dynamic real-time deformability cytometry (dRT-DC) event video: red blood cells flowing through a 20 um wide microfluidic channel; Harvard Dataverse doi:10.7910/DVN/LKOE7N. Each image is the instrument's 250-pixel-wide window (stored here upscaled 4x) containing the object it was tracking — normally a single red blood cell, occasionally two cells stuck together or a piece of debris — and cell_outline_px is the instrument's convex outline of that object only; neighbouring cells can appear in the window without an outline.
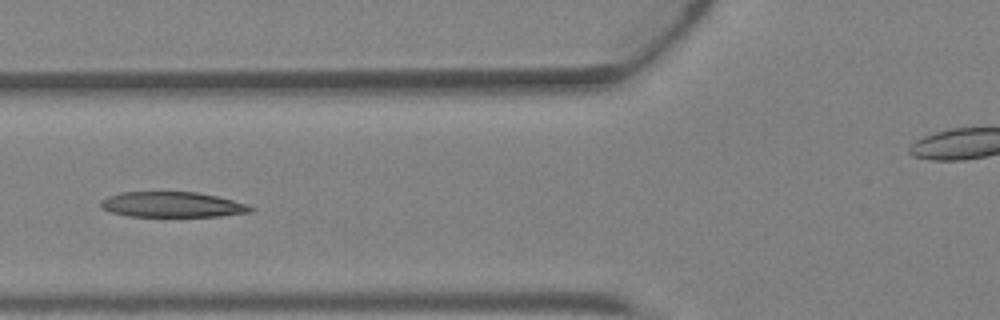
{"species": "Egyptian fruit bat (a non-hibernating species)", "species_latin": "Rousettus aegyptiacus", "temperature_condition": "warm", "stored_images_in_passage": 5, "camera_frame_rate_fps": 3000, "um_per_image_px": 0.085, "animal": {"sex": "female"}, "frame": {"image": 1, "passage_image": 5, "time_ms": 1.333, "image_size_px": [1000, 320], "cell_outline_px": [[256, 208], [252, 212], [220, 216], [128, 216], [108, 212], [100, 208], [100, 200], [108, 196], [120, 192], [196, 192], [216, 196], [248, 204]], "centroid_in_image_um": [14.62, 17.39], "position_along_channel_um": 111.2, "area_um2": 22.31}}